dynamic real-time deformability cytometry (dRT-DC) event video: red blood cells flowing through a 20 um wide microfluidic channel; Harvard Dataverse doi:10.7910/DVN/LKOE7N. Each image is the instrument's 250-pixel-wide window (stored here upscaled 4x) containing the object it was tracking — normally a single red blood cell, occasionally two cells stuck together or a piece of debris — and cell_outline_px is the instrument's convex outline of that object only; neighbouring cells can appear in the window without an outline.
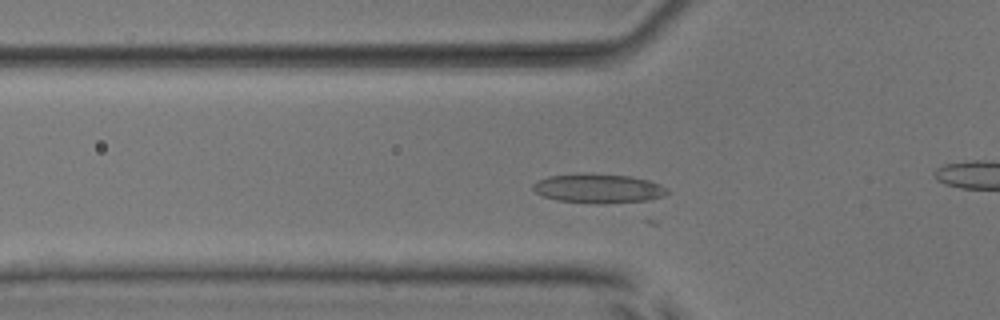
{"species": "common noctule bat (a hibernating species)", "species_latin": "Nyctalus noctula", "temperature_condition": "room temperature", "stored_images_in_passage": 37, "camera_frame_rate_fps": 3000, "um_per_image_px": 0.085, "animal": {"sex": "male", "body_mass_g": 17.9, "forearm_length_mm": 54.2}, "frame": {"image": 1, "passage_image": 15, "time_ms": 4.667, "image_size_px": [1000, 320], "cell_outline_px": [[672, 192], [664, 196], [648, 200], [600, 204], [596, 204], [556, 200], [544, 196], [536, 192], [532, 188], [532, 184], [548, 176], [628, 176], [648, 180], [660, 184], [668, 188]], "centroid_in_image_um": [50.94, 16.07], "position_along_channel_um": 74.9, "area_um2": 22.02}}
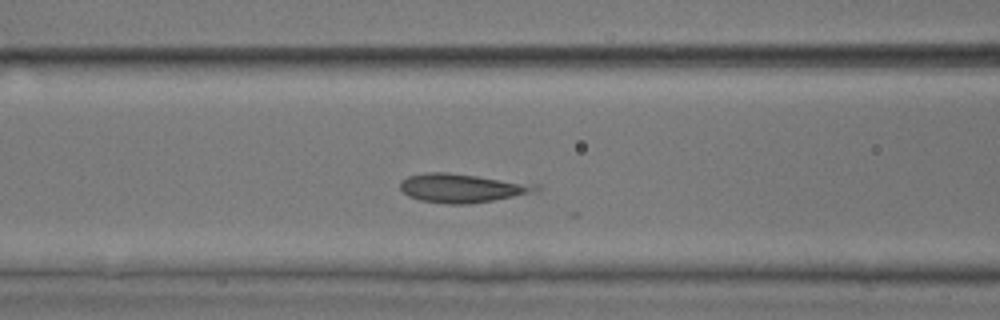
{"frame": {"image": 2, "passage_image": 19, "time_ms": 6.0, "image_size_px": [1000, 320], "cell_outline_px": [[544, 188], [540, 192], [468, 204], [444, 204], [420, 200], [408, 196], [400, 188], [400, 180], [408, 176], [424, 172], [448, 172], [540, 184]], "centroid_in_image_um": [39.34, 15.98], "position_along_channel_um": 127.3, "area_um2": 23.24}}
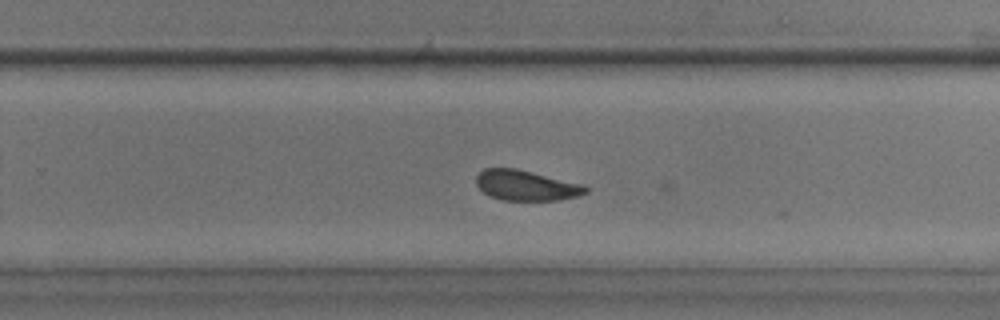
{"frame": {"image": 3, "passage_image": 31, "time_ms": 10.0, "image_size_px": [1000, 320], "cell_outline_px": [[588, 192], [580, 196], [560, 200], [500, 200], [488, 196], [476, 184], [476, 176], [484, 168], [516, 168], [584, 184], [588, 188]], "centroid_in_image_um": [44.74, 15.76], "position_along_channel_um": 285.1, "area_um2": 19.54}}